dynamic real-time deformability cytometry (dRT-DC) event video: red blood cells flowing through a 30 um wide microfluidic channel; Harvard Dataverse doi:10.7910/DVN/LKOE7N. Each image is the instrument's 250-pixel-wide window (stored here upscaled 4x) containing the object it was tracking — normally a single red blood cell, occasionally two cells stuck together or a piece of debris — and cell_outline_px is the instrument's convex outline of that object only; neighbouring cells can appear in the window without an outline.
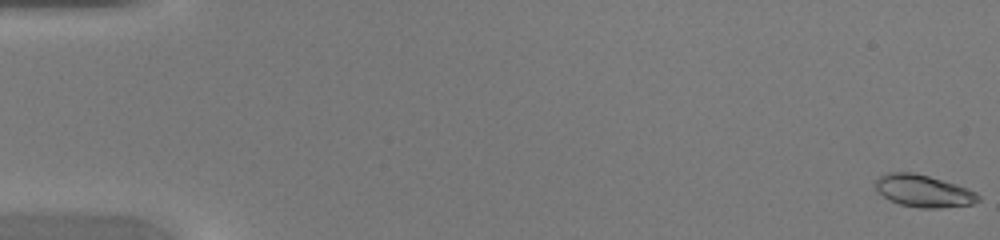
{"species": "common noctule bat (a hibernating species)", "species_latin": "Nyctalus noctula", "temperature_condition": "warm", "stored_images_in_passage": 46, "camera_frame_rate_fps": 3000, "um_per_image_px": 0.085, "animal": {"sex": "female", "body_mass_g": 20.0, "forearm_length_mm": 54.0}, "frame": {"image": 1, "passage_image": 1, "time_ms": 0.0, "image_size_px": [1000, 240], "cell_outline_px": [[980, 200], [972, 204], [940, 208], [920, 208], [900, 204], [884, 196], [876, 188], [876, 180], [880, 176], [888, 172], [912, 172], [928, 176], [956, 184], [976, 192], [980, 196]], "centroid_in_image_um": [78.52, 16.23], "position_along_channel_um": 6.5, "area_um2": 19.02}}
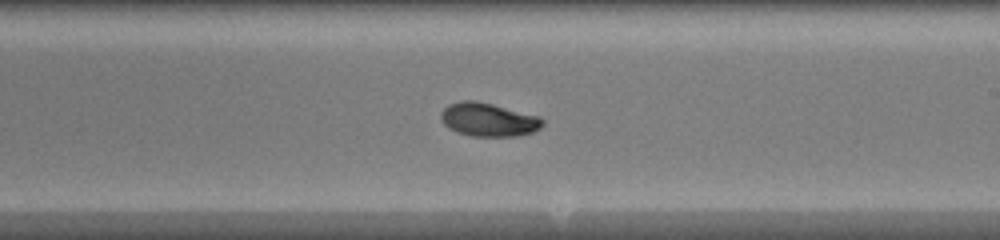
{"frame": {"image": 2, "passage_image": 28, "time_ms": 9.0, "image_size_px": [1000, 240], "cell_outline_px": [[544, 124], [540, 128], [532, 132], [516, 136], [472, 136], [456, 132], [448, 128], [440, 120], [440, 112], [448, 104], [460, 100], [476, 100], [540, 116], [544, 120]], "centroid_in_image_um": [41.49, 10.16], "position_along_channel_um": 247.5, "area_um2": 20.06}}
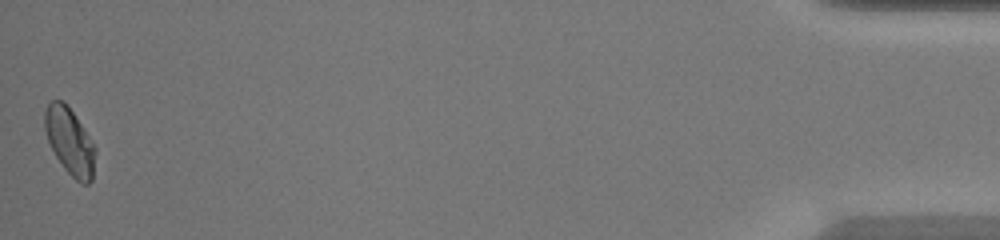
{"frame": {"image": 3, "passage_image": 46, "time_ms": 15.0, "image_size_px": [1000, 240], "cell_outline_px": [[96, 152], [92, 180], [88, 184], [80, 184], [64, 168], [56, 156], [48, 140], [44, 128], [44, 112], [48, 104], [52, 100], [60, 100], [72, 112], [96, 148]], "centroid_in_image_um": [5.93, 12.06], "position_along_channel_um": 429.3, "area_um2": 19.25}}